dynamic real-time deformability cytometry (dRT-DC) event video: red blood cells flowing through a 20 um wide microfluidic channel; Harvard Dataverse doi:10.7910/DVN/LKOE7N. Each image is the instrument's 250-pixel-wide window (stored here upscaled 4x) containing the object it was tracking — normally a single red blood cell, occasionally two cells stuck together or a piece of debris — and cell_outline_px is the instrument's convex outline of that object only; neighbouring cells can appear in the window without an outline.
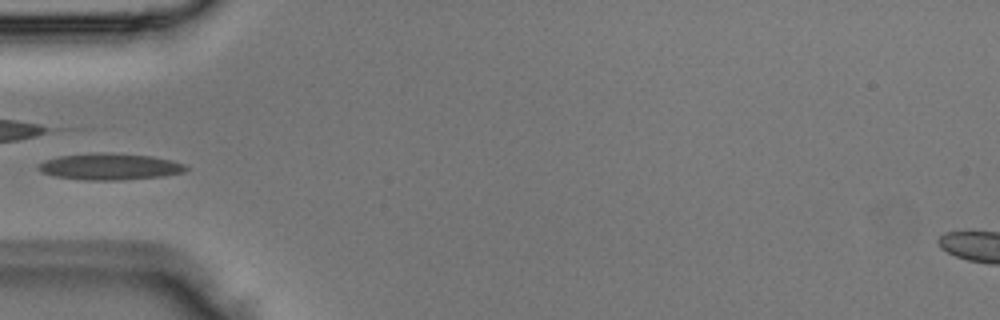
{"species": "Egyptian fruit bat (a non-hibernating species)", "species_latin": "Rousettus aegyptiacus", "temperature_condition": "room temperature", "stored_images_in_passage": 4, "camera_frame_rate_fps": 3000, "um_per_image_px": 0.085, "animal": {"sex": "male"}, "frame": {"image": 1, "passage_image": 4, "time_ms": 1.0, "image_size_px": [1000, 320], "cell_outline_px": [[188, 168], [184, 172], [164, 176], [120, 180], [84, 180], [56, 176], [44, 172], [36, 168], [40, 164], [48, 160], [60, 156], [100, 152], [152, 156], [172, 160], [184, 164]], "centroid_in_image_um": [9.39, 14.16], "position_along_channel_um": 75.6, "area_um2": 22.48}}